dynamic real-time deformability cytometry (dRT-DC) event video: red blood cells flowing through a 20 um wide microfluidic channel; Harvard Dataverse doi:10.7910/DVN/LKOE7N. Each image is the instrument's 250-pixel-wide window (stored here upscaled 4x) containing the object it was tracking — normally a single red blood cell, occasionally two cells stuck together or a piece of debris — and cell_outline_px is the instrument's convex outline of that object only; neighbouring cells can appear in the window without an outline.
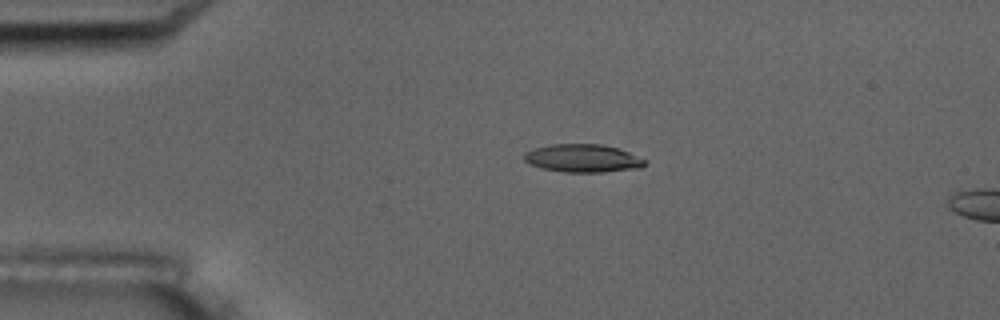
{"species": "common noctule bat (a hibernating species)", "species_latin": "Nyctalus noctula", "temperature_condition": "room temperature", "stored_images_in_passage": 4, "camera_frame_rate_fps": 3000, "um_per_image_px": 0.085, "animal": {"sex": "male", "body_mass_g": 17.5, "forearm_length_mm": 52.3}, "frame": {"image": 1, "passage_image": 3, "time_ms": 3.0, "image_size_px": [1000, 320], "cell_outline_px": [[648, 164], [640, 168], [604, 172], [564, 172], [540, 168], [528, 164], [524, 160], [524, 152], [536, 148], [552, 144], [604, 144], [620, 148], [648, 160]], "centroid_in_image_um": [49.58, 13.45], "position_along_channel_um": 35.4, "area_um2": 20.06}}